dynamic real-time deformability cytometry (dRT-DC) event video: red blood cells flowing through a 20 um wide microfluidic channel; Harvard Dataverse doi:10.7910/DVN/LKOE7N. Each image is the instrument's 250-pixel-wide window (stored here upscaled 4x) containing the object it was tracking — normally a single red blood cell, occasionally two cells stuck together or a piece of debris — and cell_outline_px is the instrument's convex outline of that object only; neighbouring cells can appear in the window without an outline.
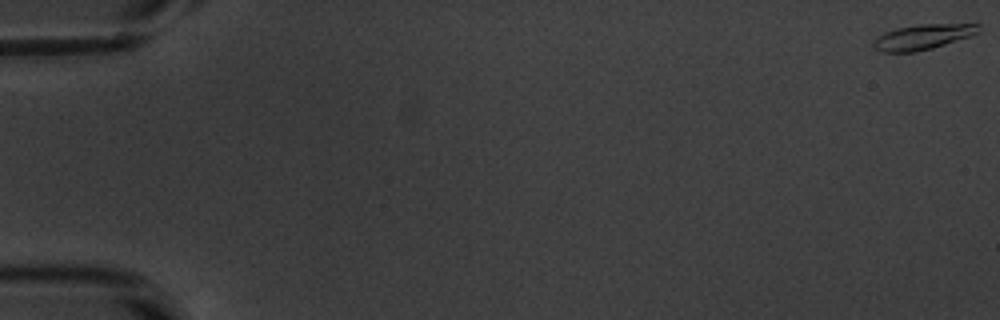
{"species": "common noctule bat (a hibernating species)", "species_latin": "Nyctalus noctula", "temperature_condition": "warm", "stored_images_in_passage": 55, "camera_frame_rate_fps": 3000, "um_per_image_px": 0.085, "animal": {"sex": "male", "body_mass_g": 20.1, "forearm_length_mm": 53.5}, "frame": {"image": 1, "passage_image": 1, "time_ms": 0.0, "image_size_px": [1000, 320], "cell_outline_px": [[980, 32], [932, 48], [916, 52], [880, 52], [872, 48], [872, 40], [884, 32], [896, 28], [920, 24], [980, 24]], "centroid_in_image_um": [78.36, 3.14], "position_along_channel_um": 6.6, "area_um2": 15.43}}
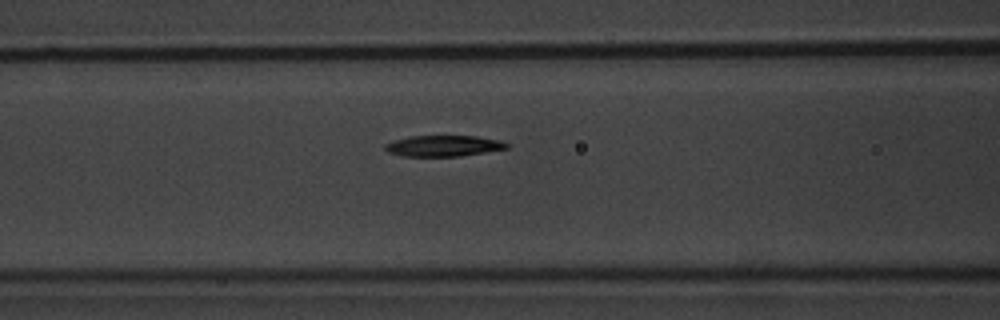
{"frame": {"image": 2, "passage_image": 24, "time_ms": 7.667, "image_size_px": [1000, 320], "cell_outline_px": [[508, 148], [460, 156], [400, 156], [388, 152], [384, 148], [384, 144], [392, 140], [412, 136], [476, 136], [500, 140], [508, 144]], "centroid_in_image_um": [37.65, 12.4], "position_along_channel_um": 129.0, "area_um2": 14.85}}
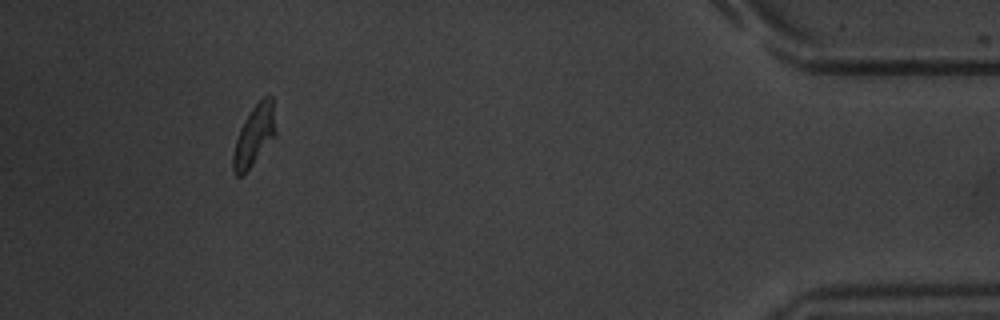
{"frame": {"image": 3, "passage_image": 51, "time_ms": 16.667, "image_size_px": [1000, 320], "cell_outline_px": [[276, 136], [244, 176], [236, 176], [232, 172], [232, 156], [236, 140], [240, 128], [244, 120], [252, 108], [268, 92], [272, 96], [276, 128]], "centroid_in_image_um": [21.61, 11.55], "position_along_channel_um": 413.6, "area_um2": 15.43}, "authors_computed_cell_mechanics": {"area_um2": 15.4326, "velocity_mm_per_s": 3.7969, "shape_relaxation_time_tau1_ms": 2.8249, "shape_relaxation_time_tau2_ms": 2.7811, "deformation_change_tau1": 0.1522, "deformation_change_tau2": 0.0717}}